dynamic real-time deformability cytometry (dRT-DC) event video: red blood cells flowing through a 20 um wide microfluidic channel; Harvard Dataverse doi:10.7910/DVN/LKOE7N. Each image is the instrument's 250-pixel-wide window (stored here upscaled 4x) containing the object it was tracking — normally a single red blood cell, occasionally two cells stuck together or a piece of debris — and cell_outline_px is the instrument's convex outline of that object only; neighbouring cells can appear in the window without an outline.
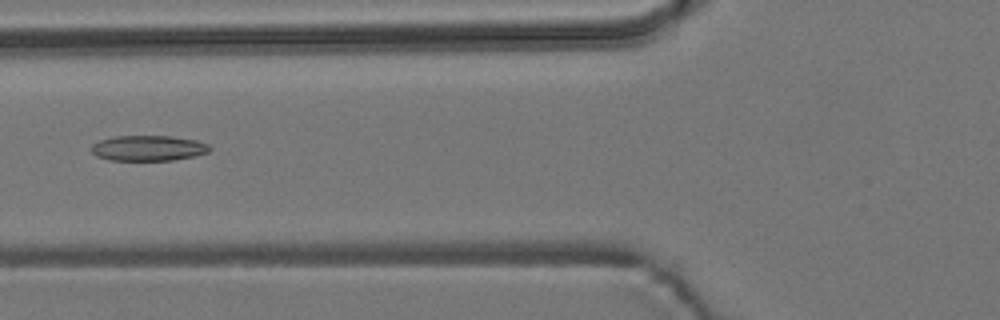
{"species": "common noctule bat (a hibernating species)", "species_latin": "Nyctalus noctula", "temperature_condition": "room temperature", "stored_images_in_passage": 7, "camera_frame_rate_fps": 3000, "um_per_image_px": 0.085, "animal": {"sex": "male", "body_mass_g": 19.2, "forearm_length_mm": 51.8}, "frame": {"image": 1, "passage_image": 7, "time_ms": 7.0, "image_size_px": [1000, 320], "cell_outline_px": [[212, 148], [208, 152], [196, 156], [172, 160], [112, 160], [96, 156], [92, 152], [92, 144], [100, 140], [116, 136], [168, 136], [196, 140], [208, 144]], "centroid_in_image_um": [12.62, 12.59], "position_along_channel_um": 113.2, "area_um2": 17.46}}